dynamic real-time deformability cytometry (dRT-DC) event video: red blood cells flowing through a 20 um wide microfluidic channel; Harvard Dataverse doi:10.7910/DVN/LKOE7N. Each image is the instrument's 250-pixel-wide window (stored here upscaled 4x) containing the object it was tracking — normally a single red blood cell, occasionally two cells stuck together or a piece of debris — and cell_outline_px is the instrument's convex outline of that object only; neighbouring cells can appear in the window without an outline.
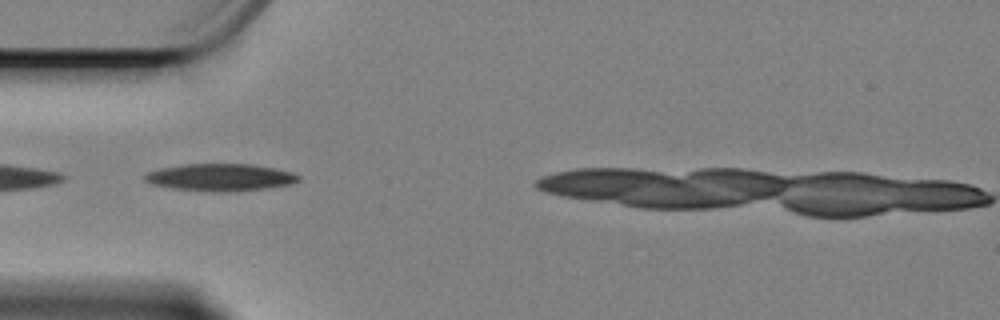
{"species": "Egyptian fruit bat (a non-hibernating species)", "species_latin": "Rousettus aegyptiacus", "temperature_condition": "cold", "stored_images_in_passage": 15, "camera_frame_rate_fps": 3000, "um_per_image_px": 0.085, "animal": {"sex": "female"}, "frame": {"image": 1, "passage_image": 1, "time_ms": 0.0, "image_size_px": [1000, 320], "cell_outline_px": [[300, 180], [292, 184], [264, 188], [228, 192], [216, 192], [172, 188], [152, 184], [144, 180], [144, 176], [148, 172], [160, 168], [184, 164], [252, 164], [272, 168], [288, 172], [300, 176]], "centroid_in_image_um": [18.7, 15.07], "position_along_channel_um": 66.3, "area_um2": 24.16}}